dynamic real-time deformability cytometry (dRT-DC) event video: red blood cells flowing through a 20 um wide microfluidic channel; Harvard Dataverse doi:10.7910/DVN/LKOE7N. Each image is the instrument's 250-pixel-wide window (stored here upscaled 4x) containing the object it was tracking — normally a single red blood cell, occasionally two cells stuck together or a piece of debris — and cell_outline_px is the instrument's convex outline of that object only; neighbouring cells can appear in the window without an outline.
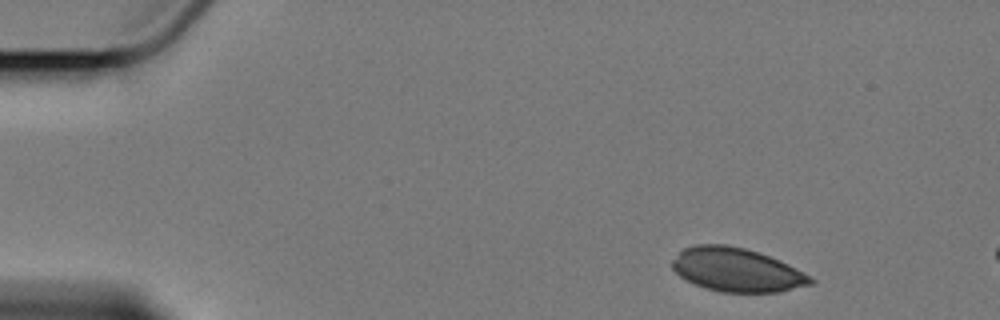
{"species": "Egyptian fruit bat (a non-hibernating species)", "species_latin": "Rousettus aegyptiacus", "temperature_condition": "cold", "stored_images_in_passage": 3, "camera_frame_rate_fps": 3000, "um_per_image_px": 0.085, "animal": {"sex": "female"}, "frame": {"image": 1, "passage_image": 1, "time_ms": 0.0, "image_size_px": [1000, 320], "cell_outline_px": [[816, 284], [780, 292], [720, 292], [704, 288], [680, 276], [672, 268], [672, 260], [684, 248], [696, 244], [724, 244], [744, 248], [768, 256], [816, 280]], "centroid_in_image_um": [62.6, 22.95], "position_along_channel_um": 22.4, "area_um2": 34.74}}